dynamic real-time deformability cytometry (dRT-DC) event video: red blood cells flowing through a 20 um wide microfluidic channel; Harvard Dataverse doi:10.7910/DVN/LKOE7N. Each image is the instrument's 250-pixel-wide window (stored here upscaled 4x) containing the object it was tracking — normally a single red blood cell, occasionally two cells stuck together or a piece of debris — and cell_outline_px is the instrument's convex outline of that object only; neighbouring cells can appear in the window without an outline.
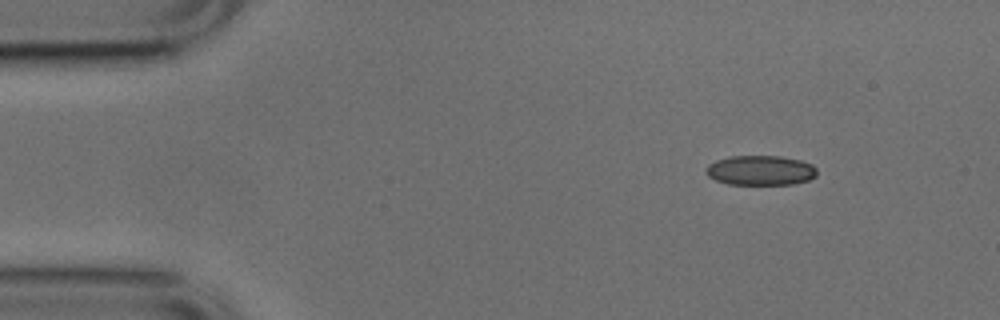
{"species": "common noctule bat (a hibernating species)", "species_latin": "Nyctalus noctula", "temperature_condition": "cold", "stored_images_in_passage": 10, "camera_frame_rate_fps": 3000, "um_per_image_px": 0.085, "animal": {"sex": "male", "body_mass_g": 17.9, "forearm_length_mm": 54.2}, "frame": {"image": 1, "passage_image": 1, "time_ms": 0.0, "image_size_px": [1000, 320], "cell_outline_px": [[816, 176], [808, 180], [792, 184], [728, 184], [716, 180], [708, 176], [704, 172], [708, 164], [716, 160], [728, 156], [780, 156], [800, 160], [812, 164], [816, 168]], "centroid_in_image_um": [64.62, 14.47], "position_along_channel_um": 20.4, "area_um2": 19.31}}
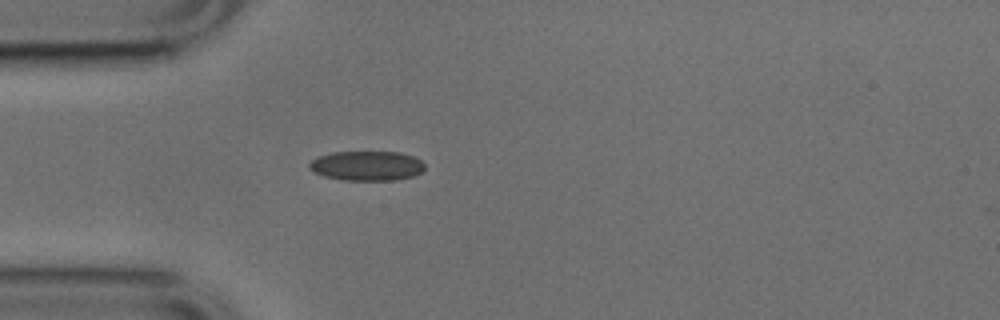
{"frame": {"image": 2, "passage_image": 9, "time_ms": 2.667, "image_size_px": [1000, 320], "cell_outline_px": [[424, 168], [420, 172], [412, 176], [396, 180], [344, 180], [324, 176], [308, 168], [308, 164], [316, 156], [332, 152], [400, 152], [412, 156], [420, 160], [424, 164]], "centroid_in_image_um": [31.15, 14.08], "position_along_channel_um": 53.9, "area_um2": 19.88}}